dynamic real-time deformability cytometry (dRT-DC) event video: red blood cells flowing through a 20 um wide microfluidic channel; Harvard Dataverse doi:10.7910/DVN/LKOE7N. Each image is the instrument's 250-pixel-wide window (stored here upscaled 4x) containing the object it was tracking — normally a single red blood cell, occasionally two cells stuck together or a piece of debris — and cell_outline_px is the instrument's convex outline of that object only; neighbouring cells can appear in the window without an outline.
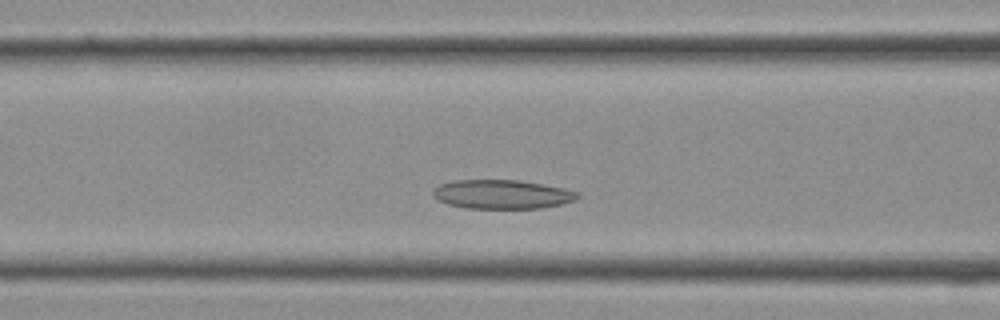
{"species": "Egyptian fruit bat (a non-hibernating species)", "species_latin": "Rousettus aegyptiacus", "temperature_condition": "cold", "stored_images_in_passage": 24, "segment_of_instrument_passage": [1, 2], "camera_frame_rate_fps": 3000, "um_per_image_px": 0.085, "frame": {"image": 1, "passage_image": 4, "time_ms": 1.0, "image_size_px": [1000, 320], "cell_outline_px": [[580, 196], [576, 200], [544, 208], [464, 208], [448, 204], [436, 200], [432, 196], [432, 192], [440, 184], [456, 180], [520, 180], [580, 192]], "centroid_in_image_um": [42.65, 16.52], "position_along_channel_um": 123.9, "area_um2": 24.39}}
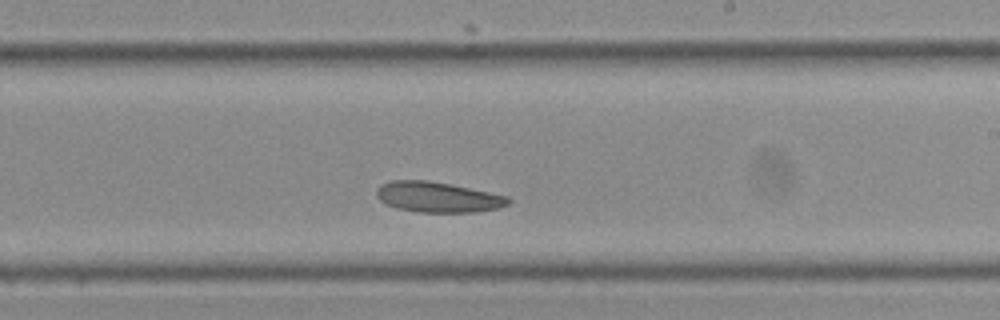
{"frame": {"image": 2, "passage_image": 10, "time_ms": 3.0, "image_size_px": [1000, 320], "cell_outline_px": [[512, 200], [508, 204], [496, 208], [476, 212], [420, 212], [396, 208], [380, 200], [376, 196], [376, 188], [380, 184], [392, 180], [428, 180], [508, 196]], "centroid_in_image_um": [37.17, 16.75], "position_along_channel_um": 251.8, "area_um2": 23.18}}
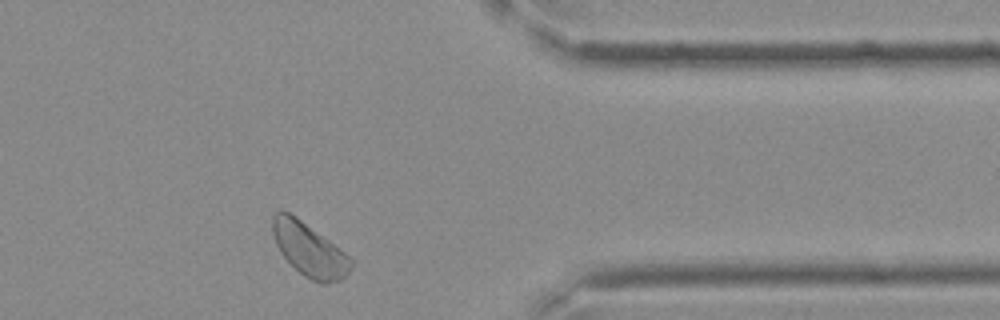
{"frame": {"image": 3, "passage_image": 17, "time_ms": 5.333, "image_size_px": [1000, 320], "cell_outline_px": [[352, 264], [348, 272], [340, 280], [328, 284], [320, 284], [304, 276], [280, 252], [276, 244], [272, 232], [272, 216], [276, 212], [288, 212], [296, 216], [344, 252], [352, 260]], "centroid_in_image_um": [26.27, 21.23], "position_along_channel_um": 385.1, "area_um2": 23.87}}